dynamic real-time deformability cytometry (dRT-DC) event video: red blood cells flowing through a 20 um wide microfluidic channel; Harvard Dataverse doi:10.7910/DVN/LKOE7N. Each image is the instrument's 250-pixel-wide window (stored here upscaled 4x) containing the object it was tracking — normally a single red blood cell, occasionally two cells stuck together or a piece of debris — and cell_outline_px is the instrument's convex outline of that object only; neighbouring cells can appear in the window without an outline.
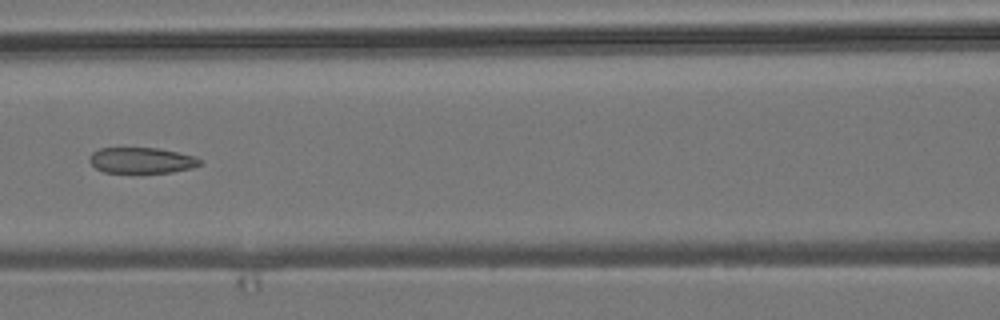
{"species": "common noctule bat (a hibernating species)", "species_latin": "Nyctalus noctula", "temperature_condition": "room temperature", "stored_images_in_passage": 7, "camera_frame_rate_fps": 3000, "um_per_image_px": 0.085, "animal": {"sex": "male", "body_mass_g": 19.2, "forearm_length_mm": 51.8}, "frame": {"image": 1, "passage_image": 7, "time_ms": 7.0, "image_size_px": [1000, 320], "cell_outline_px": [[204, 160], [200, 164], [192, 168], [172, 172], [104, 172], [96, 168], [88, 160], [88, 156], [92, 152], [100, 148], [160, 148], [196, 156]], "centroid_in_image_um": [12.06, 13.62], "position_along_channel_um": 154.5, "area_um2": 16.7}}